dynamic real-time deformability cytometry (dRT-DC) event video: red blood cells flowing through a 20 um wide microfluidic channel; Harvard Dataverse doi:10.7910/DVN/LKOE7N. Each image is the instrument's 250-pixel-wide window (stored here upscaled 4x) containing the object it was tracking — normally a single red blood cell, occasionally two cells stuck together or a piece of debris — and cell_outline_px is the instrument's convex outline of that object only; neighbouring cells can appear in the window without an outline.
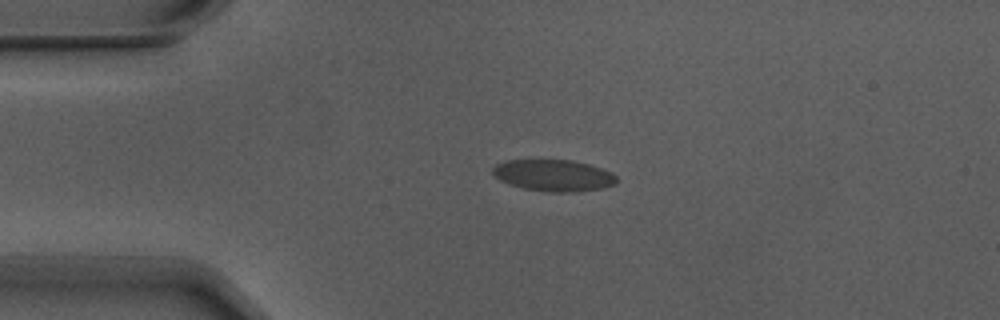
{"species": "Egyptian fruit bat (a non-hibernating species)", "species_latin": "Rousettus aegyptiacus", "temperature_condition": "warm", "stored_images_in_passage": 4, "camera_frame_rate_fps": 3000, "um_per_image_px": 0.085, "animal": {"sex": "male"}, "frame": {"image": 1, "passage_image": 3, "time_ms": 0.667, "image_size_px": [1000, 320], "cell_outline_px": [[616, 184], [604, 188], [576, 192], [548, 192], [524, 188], [500, 180], [492, 172], [492, 168], [496, 164], [508, 160], [572, 160], [588, 164], [612, 172], [616, 176]], "centroid_in_image_um": [47.09, 14.91], "position_along_channel_um": 37.9, "area_um2": 22.72}}